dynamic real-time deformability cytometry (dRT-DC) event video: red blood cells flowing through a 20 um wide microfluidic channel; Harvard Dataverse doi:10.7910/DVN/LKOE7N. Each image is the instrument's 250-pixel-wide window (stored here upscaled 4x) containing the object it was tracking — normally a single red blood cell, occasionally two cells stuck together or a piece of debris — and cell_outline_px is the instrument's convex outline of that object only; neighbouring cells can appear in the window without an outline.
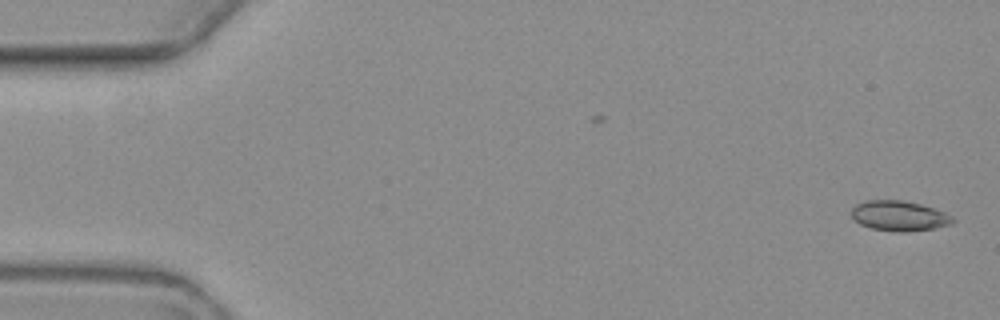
{"species": "common noctule bat (a hibernating species)", "species_latin": "Nyctalus noctula", "temperature_condition": "warm", "stored_images_in_passage": 2, "camera_frame_rate_fps": 3000, "um_per_image_px": 0.085, "animal": {"sex": "female", "body_mass_g": 19.3, "forearm_length_mm": 54.1}, "frame": {"image": 1, "passage_image": 2, "time_ms": 1.333, "image_size_px": [1000, 320], "cell_outline_px": [[956, 220], [952, 224], [932, 228], [904, 232], [900, 232], [872, 228], [860, 224], [852, 220], [852, 208], [856, 204], [864, 200], [904, 200], [920, 204], [944, 212], [952, 216]], "centroid_in_image_um": [76.41, 18.34], "position_along_channel_um": 8.6, "area_um2": 17.74}}